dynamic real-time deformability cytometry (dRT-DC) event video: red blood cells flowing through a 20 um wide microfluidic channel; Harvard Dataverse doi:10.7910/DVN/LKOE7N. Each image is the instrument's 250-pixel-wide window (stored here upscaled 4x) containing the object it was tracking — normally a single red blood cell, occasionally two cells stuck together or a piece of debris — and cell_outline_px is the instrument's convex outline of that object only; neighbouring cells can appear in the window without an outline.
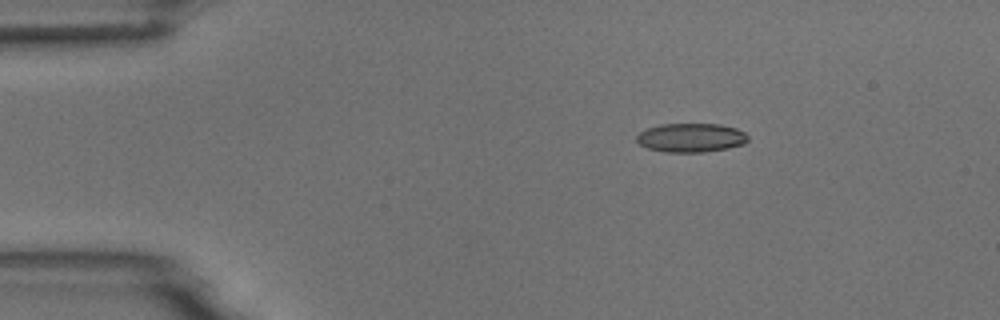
{"species": "common noctule bat (a hibernating species)", "species_latin": "Nyctalus noctula", "temperature_condition": "room temperature", "stored_images_in_passage": 3, "camera_frame_rate_fps": 3000, "um_per_image_px": 0.085, "animal": {"sex": "male", "body_mass_g": 18.8}, "frame": {"image": 1, "passage_image": 1, "time_ms": 0.0, "image_size_px": [1000, 320], "cell_outline_px": [[748, 140], [744, 144], [728, 148], [704, 152], [664, 152], [648, 148], [640, 144], [636, 140], [636, 136], [640, 132], [648, 128], [660, 124], [720, 124], [736, 128], [744, 132], [748, 136]], "centroid_in_image_um": [58.74, 11.7], "position_along_channel_um": 26.3, "area_um2": 18.79}}